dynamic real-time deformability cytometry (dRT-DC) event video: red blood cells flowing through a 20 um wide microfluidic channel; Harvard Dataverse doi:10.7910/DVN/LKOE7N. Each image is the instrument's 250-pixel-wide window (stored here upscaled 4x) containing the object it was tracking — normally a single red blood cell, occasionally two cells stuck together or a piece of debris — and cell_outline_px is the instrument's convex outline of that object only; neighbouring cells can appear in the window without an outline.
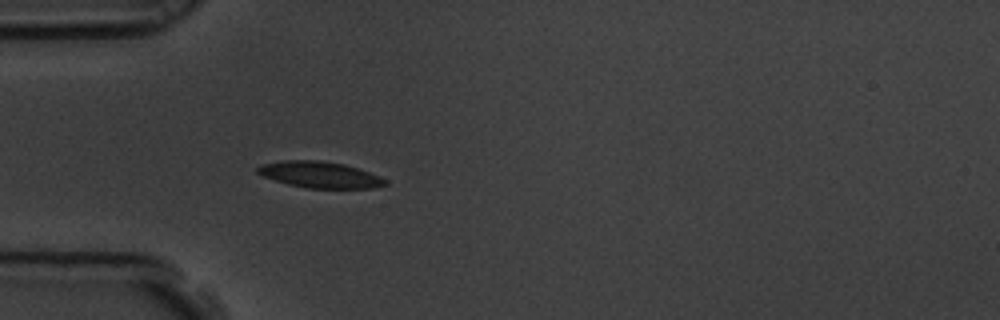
{"species": "common noctule bat (a hibernating species)", "species_latin": "Nyctalus noctula", "temperature_condition": "room temperature", "stored_images_in_passage": 5, "camera_frame_rate_fps": 3000, "um_per_image_px": 0.085, "animal": {"sex": "male", "body_mass_g": 19.5, "forearm_length_mm": 54.6}, "frame": {"image": 1, "passage_image": 5, "time_ms": 1.333, "image_size_px": [1000, 320], "cell_outline_px": [[388, 184], [372, 188], [304, 188], [288, 184], [264, 176], [256, 172], [256, 168], [260, 164], [284, 160], [320, 160], [344, 164], [368, 172], [388, 180]], "centroid_in_image_um": [27.17, 14.85], "position_along_channel_um": 57.8, "area_um2": 19.48}}